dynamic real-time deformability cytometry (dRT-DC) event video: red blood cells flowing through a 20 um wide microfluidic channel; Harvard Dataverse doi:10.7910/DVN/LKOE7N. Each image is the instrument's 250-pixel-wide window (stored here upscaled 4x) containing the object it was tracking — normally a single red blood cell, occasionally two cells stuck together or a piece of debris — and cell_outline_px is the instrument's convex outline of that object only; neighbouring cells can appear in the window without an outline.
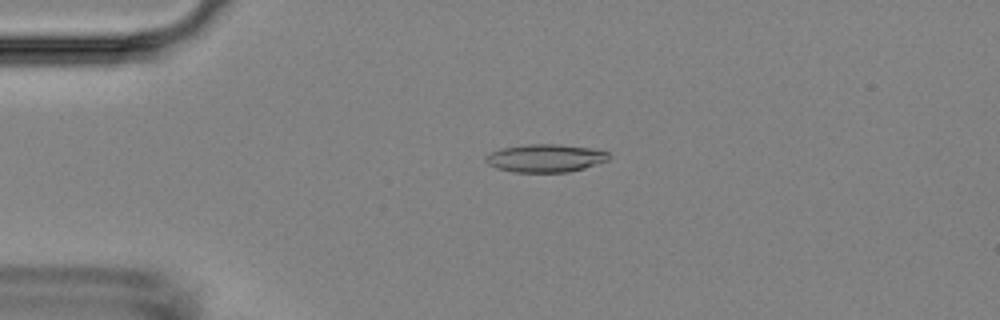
{"species": "Egyptian fruit bat (a non-hibernating species)", "species_latin": "Rousettus aegyptiacus", "temperature_condition": "room temperature", "stored_images_in_passage": 50, "camera_frame_rate_fps": 3000, "um_per_image_px": 0.085, "animal": {"sex": "female"}, "frame": {"image": 1, "passage_image": 8, "time_ms": 2.333, "image_size_px": [1000, 320], "cell_outline_px": [[612, 156], [608, 160], [584, 168], [568, 172], [512, 172], [496, 168], [488, 164], [484, 160], [492, 152], [504, 148], [528, 144], [560, 144], [588, 148], [608, 152]], "centroid_in_image_um": [46.38, 13.45], "position_along_channel_um": 38.6, "area_um2": 19.88}}
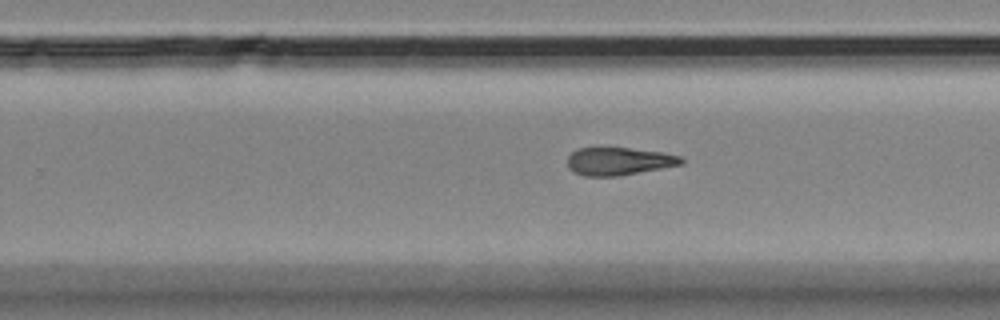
{"frame": {"image": 2, "passage_image": 30, "time_ms": 9.667, "image_size_px": [1000, 320], "cell_outline_px": [[684, 164], [620, 176], [584, 176], [572, 172], [568, 168], [568, 156], [572, 152], [580, 148], [628, 148], [664, 152], [680, 156], [684, 160]], "centroid_in_image_um": [52.61, 13.72], "position_along_channel_um": 277.2, "area_um2": 18.55}}
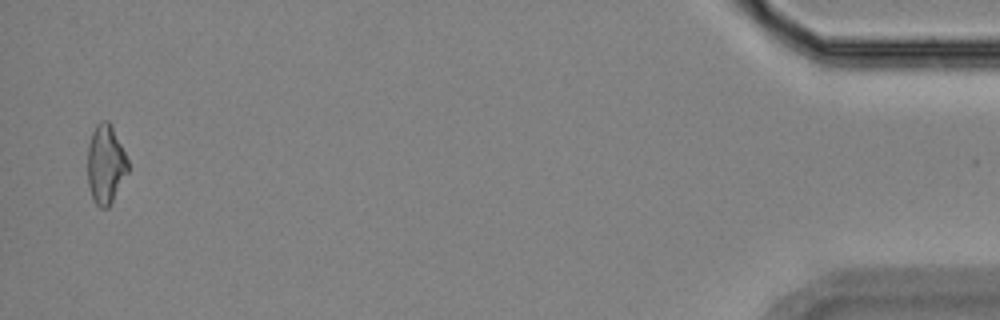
{"frame": {"image": 3, "passage_image": 49, "time_ms": 16.0, "image_size_px": [1000, 320], "cell_outline_px": [[128, 172], [108, 208], [100, 208], [92, 200], [88, 184], [88, 144], [92, 132], [96, 124], [100, 120], [108, 120], [112, 124], [128, 160]], "centroid_in_image_um": [8.97, 13.94], "position_along_channel_um": 426.2, "area_um2": 18.73}, "authors_computed_cell_mechanics": {"area_um2": 19.3052, "velocity_mm_per_s": 3.6713, "shape_relaxation_time_tau1_ms": 6.7752, "shape_relaxation_time_tau2_ms": 7.6258, "deformation_change_tau1": 0.1722, "deformation_change_tau2": 0.2026}}